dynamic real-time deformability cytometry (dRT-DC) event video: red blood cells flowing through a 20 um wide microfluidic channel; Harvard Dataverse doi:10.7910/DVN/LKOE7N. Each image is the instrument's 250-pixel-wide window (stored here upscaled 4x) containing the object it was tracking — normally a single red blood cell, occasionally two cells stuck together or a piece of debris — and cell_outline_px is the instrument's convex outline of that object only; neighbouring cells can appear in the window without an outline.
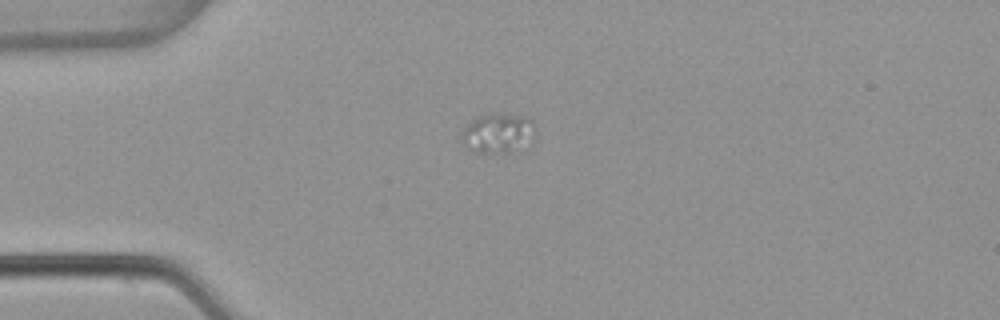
{"species": "common noctule bat (a hibernating species)", "species_latin": "Nyctalus noctula", "temperature_condition": "warm", "stored_images_in_passage": 1, "camera_frame_rate_fps": 3000, "um_per_image_px": 0.085, "animal": {"sex": "female", "body_mass_g": 22.7, "forearm_length_mm": 54.2}, "frame": {"image": 1, "passage_image": 1, "time_ms": 0.0, "image_size_px": [1000, 320], "cell_outline_px": [[536, 140], [512, 152], [472, 152], [464, 144], [460, 136], [460, 132], [472, 120], [488, 112], [504, 112], [528, 116], [536, 124]], "centroid_in_image_um": [42.4, 11.28], "position_along_channel_um": 42.6, "area_um2": 17.86}}